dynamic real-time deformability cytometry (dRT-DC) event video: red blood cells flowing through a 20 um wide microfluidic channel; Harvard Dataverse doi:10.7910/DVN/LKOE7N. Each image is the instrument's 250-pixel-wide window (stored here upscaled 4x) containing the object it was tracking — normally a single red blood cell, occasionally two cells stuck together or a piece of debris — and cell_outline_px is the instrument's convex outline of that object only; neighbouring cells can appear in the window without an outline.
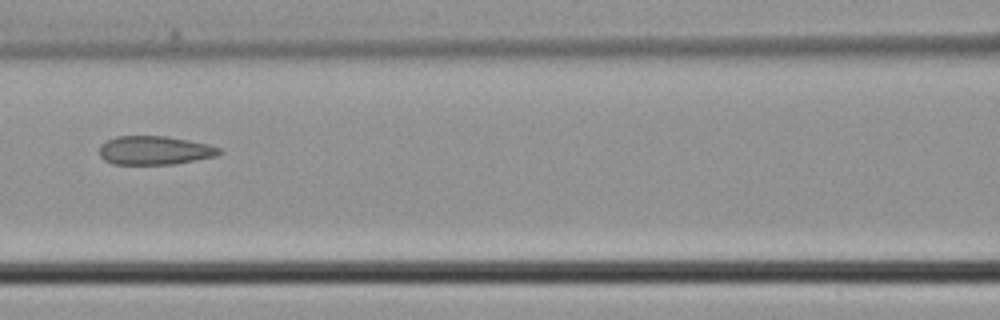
{"species": "common noctule bat (a hibernating species)", "species_latin": "Nyctalus noctula", "temperature_condition": "cold", "stored_images_in_passage": 5, "camera_frame_rate_fps": 3000, "um_per_image_px": 0.085, "animal": {"sex": "male", "body_mass_g": 21.5, "forearm_length_mm": 52.0}, "frame": {"image": 1, "passage_image": 5, "time_ms": 1.333, "image_size_px": [1000, 320], "cell_outline_px": [[224, 152], [216, 156], [196, 160], [172, 164], [112, 164], [104, 160], [100, 156], [100, 144], [116, 136], [168, 136], [208, 144], [220, 148]], "centroid_in_image_um": [13.15, 12.78], "position_along_channel_um": 153.4, "area_um2": 20.11}}